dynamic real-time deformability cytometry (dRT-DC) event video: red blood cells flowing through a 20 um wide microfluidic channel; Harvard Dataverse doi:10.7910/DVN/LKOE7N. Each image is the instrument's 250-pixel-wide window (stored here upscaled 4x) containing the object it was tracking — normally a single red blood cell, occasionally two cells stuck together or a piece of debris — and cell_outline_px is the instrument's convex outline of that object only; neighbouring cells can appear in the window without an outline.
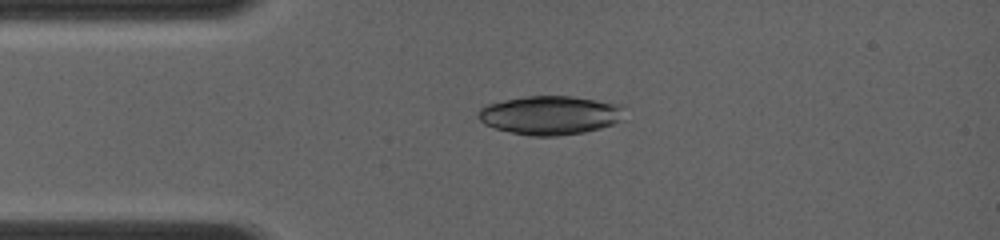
{"species": "common noctule bat (a hibernating species)", "species_latin": "Nyctalus noctula", "temperature_condition": "room temperature", "stored_images_in_passage": 3, "camera_frame_rate_fps": 4000, "um_per_image_px": 0.085, "animal": {"sex": "female", "body_mass_g": 19.0, "forearm_length_mm": 56.7}, "frame": {"image": 1, "passage_image": 3, "time_ms": 2.5, "image_size_px": [1000, 240], "cell_outline_px": [[628, 104], [620, 120], [612, 124], [600, 128], [584, 132], [556, 136], [528, 136], [496, 128], [484, 124], [476, 116], [476, 112], [480, 108], [488, 104], [504, 100], [528, 96], [572, 96]], "centroid_in_image_um": [46.81, 9.78], "position_along_channel_um": 38.2, "area_um2": 33.41}}